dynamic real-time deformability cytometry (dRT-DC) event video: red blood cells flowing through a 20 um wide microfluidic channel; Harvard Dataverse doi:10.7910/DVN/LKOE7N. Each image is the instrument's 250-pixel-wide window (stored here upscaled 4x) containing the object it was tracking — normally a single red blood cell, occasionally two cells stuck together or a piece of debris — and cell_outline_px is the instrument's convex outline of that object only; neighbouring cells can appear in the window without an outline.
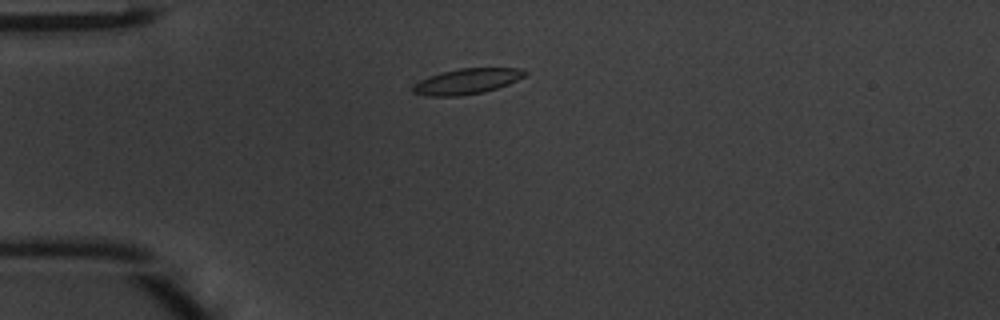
{"species": "common noctule bat (a hibernating species)", "species_latin": "Nyctalus noctula", "temperature_condition": "warm", "stored_images_in_passage": 38, "camera_frame_rate_fps": 3000, "um_per_image_px": 0.085, "animal": {"sex": "male", "body_mass_g": 20.1, "forearm_length_mm": 53.5}, "frame": {"image": 1, "passage_image": 3, "time_ms": 0.667, "image_size_px": [1000, 320], "cell_outline_px": [[528, 72], [524, 76], [508, 84], [484, 92], [460, 96], [432, 96], [412, 92], [412, 88], [420, 80], [440, 72], [460, 68], [524, 68]], "centroid_in_image_um": [39.71, 6.9], "position_along_channel_um": 45.3, "area_um2": 16.53}}
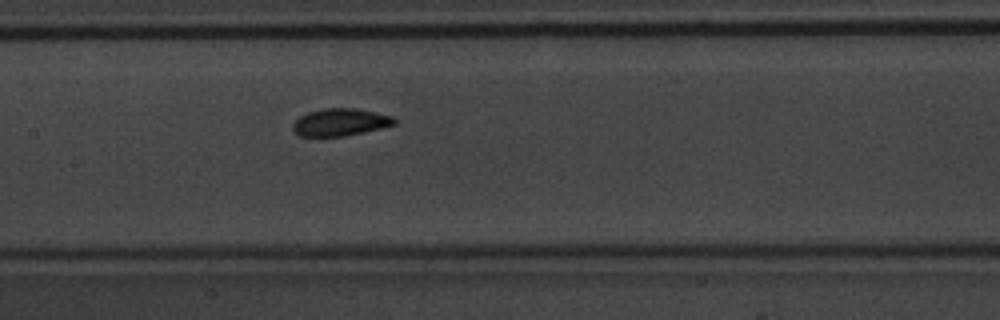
{"frame": {"image": 2, "passage_image": 14, "time_ms": 4.333, "image_size_px": [1000, 320], "cell_outline_px": [[396, 124], [380, 128], [344, 136], [300, 136], [292, 128], [292, 124], [300, 116], [308, 112], [324, 108], [356, 108], [392, 116], [396, 120]], "centroid_in_image_um": [28.91, 10.38], "position_along_channel_um": 178.5, "area_um2": 16.01}}
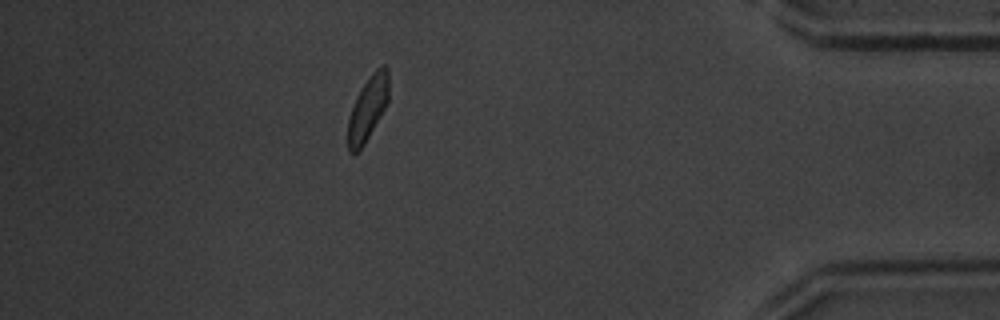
{"frame": {"image": 3, "passage_image": 33, "time_ms": 10.667, "image_size_px": [1000, 320], "cell_outline_px": [[388, 100], [384, 108], [364, 144], [356, 152], [348, 152], [348, 120], [356, 96], [372, 72], [380, 64], [384, 64], [388, 68]], "centroid_in_image_um": [31.26, 9.16], "position_along_channel_um": 403.9, "area_um2": 14.91}, "authors_computed_cell_mechanics": {"area_um2": 15.895, "velocity_mm_per_s": 4.2017, "shape_relaxation_time_tau1_ms": 2.0965, "shape_relaxation_time_tau2_ms": 1.8407, "deformation_change_tau1": 0.1088, "deformation_change_tau2": 0.0659}}